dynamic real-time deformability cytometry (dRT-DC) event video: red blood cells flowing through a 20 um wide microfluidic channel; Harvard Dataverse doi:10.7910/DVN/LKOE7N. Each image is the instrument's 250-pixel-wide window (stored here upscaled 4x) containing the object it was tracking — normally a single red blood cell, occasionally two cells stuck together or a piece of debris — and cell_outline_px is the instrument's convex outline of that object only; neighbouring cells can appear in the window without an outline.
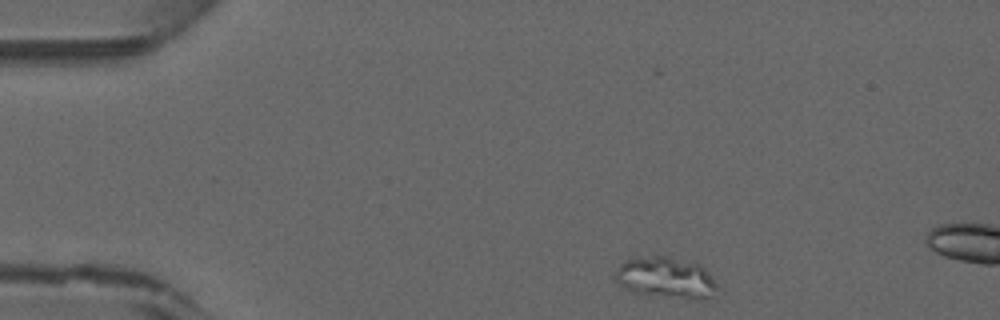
{"species": "common noctule bat (a hibernating species)", "species_latin": "Nyctalus noctula", "temperature_condition": "warm", "stored_images_in_passage": 6, "camera_frame_rate_fps": 3000, "um_per_image_px": 0.085, "animal": {"sex": "male", "forearm_length_mm": 52.5}, "frame": {"image": 1, "passage_image": 1, "time_ms": 0.0, "image_size_px": [1000, 320], "cell_outline_px": [[716, 288], [712, 296], [700, 300], [688, 300], [636, 296], [628, 292], [616, 280], [616, 272], [620, 264], [624, 260], [632, 256], [656, 252], [696, 264], [704, 268], [708, 272], [716, 284]], "centroid_in_image_um": [56.5, 23.62], "position_along_channel_um": 28.5, "area_um2": 25.95}}